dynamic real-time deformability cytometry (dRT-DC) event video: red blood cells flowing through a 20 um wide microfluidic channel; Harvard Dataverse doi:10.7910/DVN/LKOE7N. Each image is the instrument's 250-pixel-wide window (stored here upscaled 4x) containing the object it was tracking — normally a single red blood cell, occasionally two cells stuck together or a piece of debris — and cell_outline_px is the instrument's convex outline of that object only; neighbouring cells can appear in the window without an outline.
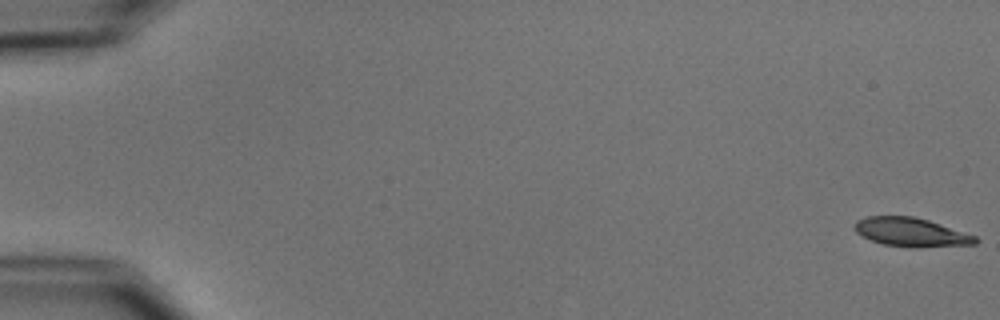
{"species": "common noctule bat (a hibernating species)", "species_latin": "Nyctalus noctula", "temperature_condition": "cold", "stored_images_in_passage": 6, "camera_frame_rate_fps": 3000, "um_per_image_px": 0.085, "animal": {"sex": "male", "body_mass_g": 15.6}, "frame": {"image": 1, "passage_image": 1, "time_ms": 0.0, "image_size_px": [1000, 320], "cell_outline_px": [[980, 240], [976, 244], [920, 248], [912, 248], [884, 244], [872, 240], [856, 232], [852, 224], [856, 220], [864, 216], [912, 216], [928, 220], [976, 236]], "centroid_in_image_um": [77.44, 19.74], "position_along_channel_um": 7.6, "area_um2": 20.4}}
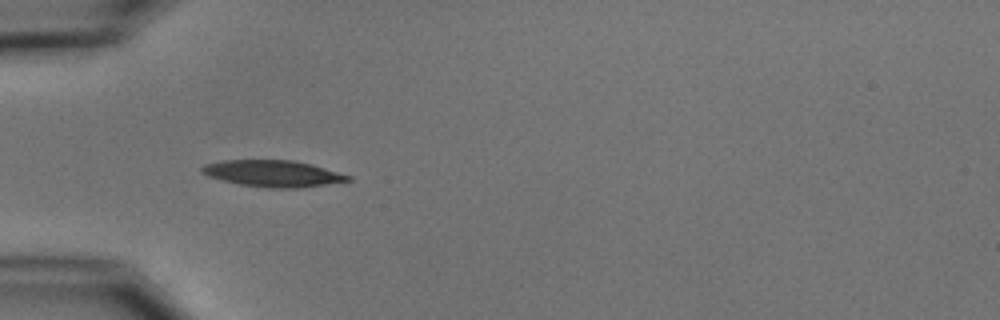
{"frame": {"image": 2, "passage_image": 5, "time_ms": 5.667, "image_size_px": [1000, 320], "cell_outline_px": [[352, 180], [300, 188], [268, 188], [240, 184], [208, 176], [200, 172], [200, 168], [204, 164], [224, 160], [292, 160], [312, 164], [352, 176]], "centroid_in_image_um": [23.2, 14.74], "position_along_channel_um": 61.8, "area_um2": 22.54}}